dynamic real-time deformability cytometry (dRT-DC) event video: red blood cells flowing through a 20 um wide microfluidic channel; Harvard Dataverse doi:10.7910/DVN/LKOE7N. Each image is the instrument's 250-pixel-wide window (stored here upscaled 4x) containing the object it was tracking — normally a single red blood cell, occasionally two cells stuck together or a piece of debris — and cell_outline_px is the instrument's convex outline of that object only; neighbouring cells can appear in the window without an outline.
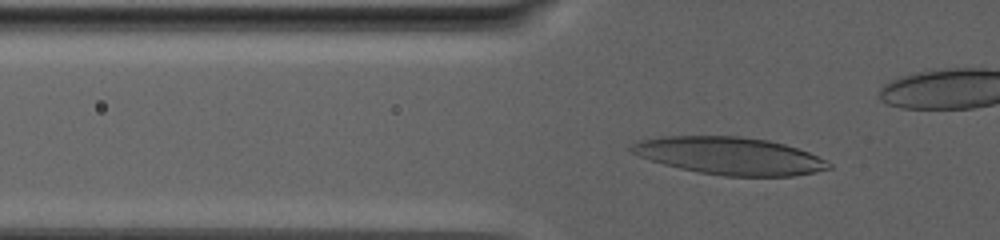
{"species": "human", "species_latin": "Homo sapiens", "temperature_condition": "warm", "stored_images_in_passage": 70, "camera_frame_rate_fps": 3000, "um_per_image_px": 0.085, "donor": {"sex": "male"}, "frame": {"image": 1, "passage_image": 25, "time_ms": 8.0, "image_size_px": [1000, 240], "cell_outline_px": [[832, 168], [816, 172], [792, 176], [724, 176], [700, 172], [680, 168], [664, 164], [640, 156], [632, 152], [628, 148], [632, 144], [640, 140], [660, 136], [740, 136], [768, 140], [784, 144], [808, 152], [832, 164]], "centroid_in_image_um": [62.02, 13.24], "position_along_channel_um": 63.8, "area_um2": 42.83}}
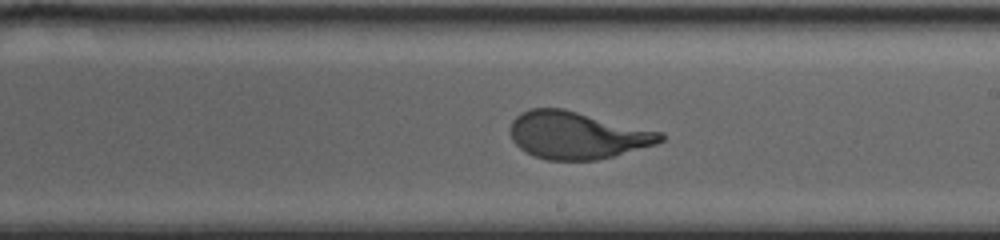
{"frame": {"image": 2, "passage_image": 48, "time_ms": 15.667, "image_size_px": [1000, 240], "cell_outline_px": [[664, 140], [656, 144], [612, 156], [596, 160], [548, 160], [532, 156], [520, 148], [512, 140], [508, 132], [508, 128], [512, 120], [520, 112], [532, 108], [564, 108], [664, 132]], "centroid_in_image_um": [49.03, 11.48], "position_along_channel_um": 240.0, "area_um2": 41.85}}
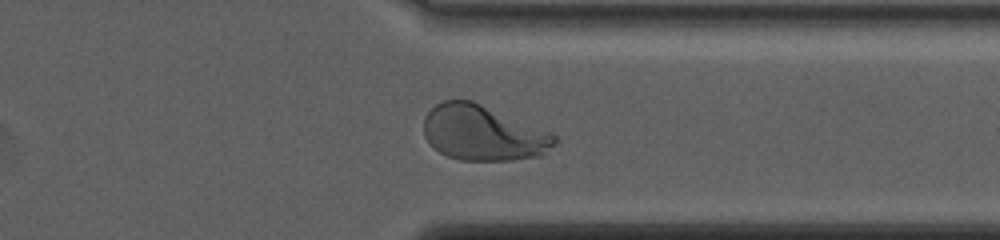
{"frame": {"image": 3, "passage_image": 64, "time_ms": 21.0, "image_size_px": [1000, 240], "cell_outline_px": [[556, 144], [544, 156], [512, 160], [460, 160], [448, 156], [440, 152], [424, 136], [424, 116], [436, 104], [444, 100], [472, 100], [552, 132], [556, 136]], "centroid_in_image_um": [41.1, 11.31], "position_along_channel_um": 370.3, "area_um2": 42.31}}